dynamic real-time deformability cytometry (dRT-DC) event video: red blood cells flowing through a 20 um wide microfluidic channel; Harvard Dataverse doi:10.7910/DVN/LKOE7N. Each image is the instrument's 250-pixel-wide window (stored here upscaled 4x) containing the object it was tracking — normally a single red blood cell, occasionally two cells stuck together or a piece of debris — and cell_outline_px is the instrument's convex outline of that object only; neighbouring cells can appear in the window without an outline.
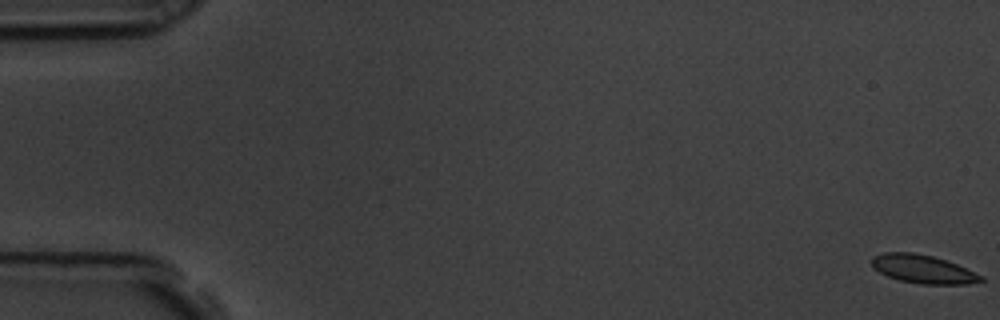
{"species": "common noctule bat (a hibernating species)", "species_latin": "Nyctalus noctula", "temperature_condition": "room temperature", "stored_images_in_passage": 59, "camera_frame_rate_fps": 3000, "um_per_image_px": 0.085, "animal": {"sex": "male", "body_mass_g": 19.5, "forearm_length_mm": 54.6}, "frame": {"image": 1, "passage_image": 1, "time_ms": 0.0, "image_size_px": [1000, 320], "cell_outline_px": [[984, 280], [968, 284], [920, 284], [900, 280], [888, 276], [872, 268], [872, 256], [884, 252], [912, 252], [932, 256], [956, 264], [984, 276]], "centroid_in_image_um": [78.44, 22.87], "position_along_channel_um": 6.6, "area_um2": 17.98}}
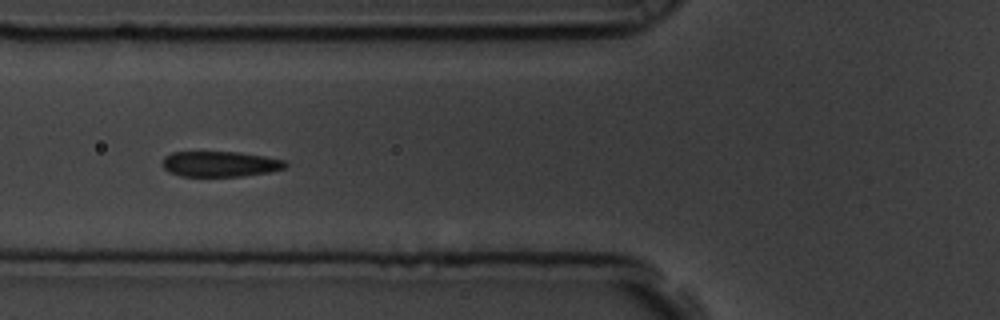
{"frame": {"image": 2, "passage_image": 23, "time_ms": 7.333, "image_size_px": [1000, 320], "cell_outline_px": [[288, 164], [284, 168], [268, 172], [244, 176], [180, 176], [168, 172], [164, 168], [164, 156], [172, 152], [240, 152], [264, 156], [284, 160]], "centroid_in_image_um": [18.71, 13.94], "position_along_channel_um": 107.1, "area_um2": 18.21}}
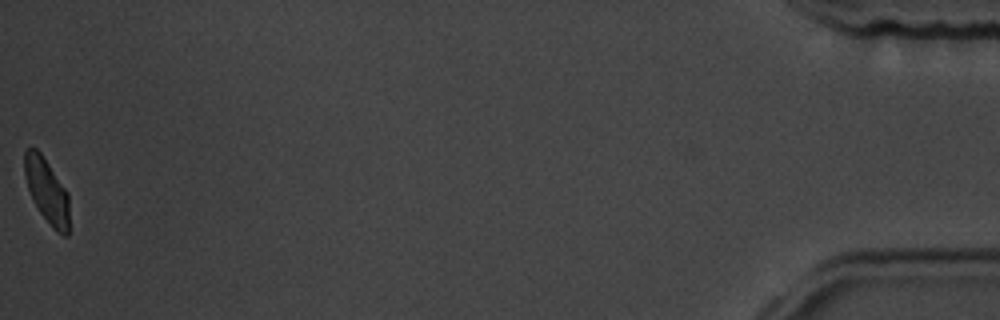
{"frame": {"image": 3, "passage_image": 59, "time_ms": 19.333, "image_size_px": [1000, 320], "cell_outline_px": [[68, 236], [64, 236], [56, 232], [52, 228], [40, 212], [32, 200], [24, 176], [24, 152], [28, 148], [36, 148], [40, 152], [68, 192]], "centroid_in_image_um": [3.97, 16.23], "position_along_channel_um": 431.2, "area_um2": 16.82}, "authors_computed_cell_mechanics": {"area_um2": 18.5538, "velocity_mm_per_s": 3.5254, "shape_relaxation_time_tau1_ms": 2.1983, "shape_relaxation_time_tau2_ms": 1.1067, "deformation_change_tau1": 0.0955, "deformation_change_tau2": 0.056}}